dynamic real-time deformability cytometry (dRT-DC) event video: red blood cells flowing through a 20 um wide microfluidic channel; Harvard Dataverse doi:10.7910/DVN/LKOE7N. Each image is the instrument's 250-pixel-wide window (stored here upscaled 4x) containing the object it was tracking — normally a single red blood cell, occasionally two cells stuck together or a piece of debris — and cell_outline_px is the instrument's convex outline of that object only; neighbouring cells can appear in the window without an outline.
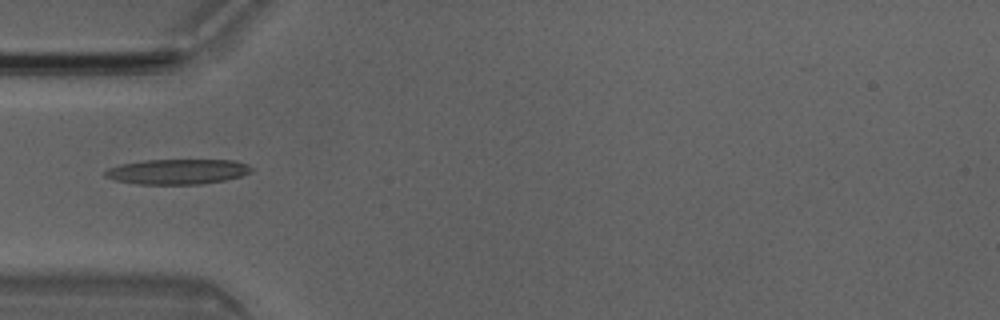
{"species": "Egyptian fruit bat (a non-hibernating species)", "species_latin": "Rousettus aegyptiacus", "temperature_condition": "room temperature", "stored_images_in_passage": 4, "camera_frame_rate_fps": 3000, "um_per_image_px": 0.085, "animal": {"sex": "male"}, "frame": {"image": 1, "passage_image": 4, "time_ms": 1.0, "image_size_px": [1000, 320], "cell_outline_px": [[252, 172], [240, 176], [224, 180], [200, 184], [136, 184], [116, 180], [104, 176], [104, 172], [108, 168], [120, 164], [144, 160], [236, 160], [248, 164], [252, 168]], "centroid_in_image_um": [15.09, 14.58], "position_along_channel_um": 69.9, "area_um2": 21.44}}